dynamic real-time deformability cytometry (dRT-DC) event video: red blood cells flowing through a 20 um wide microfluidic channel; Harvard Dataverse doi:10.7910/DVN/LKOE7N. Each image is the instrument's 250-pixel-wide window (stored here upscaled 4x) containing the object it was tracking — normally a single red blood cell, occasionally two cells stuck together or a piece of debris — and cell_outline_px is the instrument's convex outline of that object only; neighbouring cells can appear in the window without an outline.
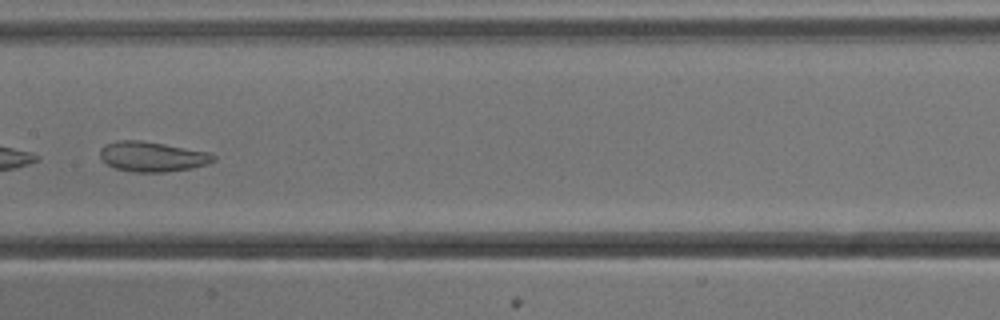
{"species": "common noctule bat (a hibernating species)", "species_latin": "Nyctalus noctula", "temperature_condition": "cold", "stored_images_in_passage": 37, "camera_frame_rate_fps": 3000, "um_per_image_px": 0.085, "animal": {"sex": "male", "body_mass_g": 13.3}, "frame": {"image": 1, "passage_image": 27, "time_ms": 8.667, "image_size_px": [1000, 320], "cell_outline_px": [[216, 160], [208, 164], [192, 168], [164, 172], [132, 172], [116, 168], [108, 164], [100, 156], [100, 148], [116, 140], [140, 140], [164, 144], [208, 152], [216, 156]], "centroid_in_image_um": [12.96, 13.31], "position_along_channel_um": 194.4, "area_um2": 19.71}}